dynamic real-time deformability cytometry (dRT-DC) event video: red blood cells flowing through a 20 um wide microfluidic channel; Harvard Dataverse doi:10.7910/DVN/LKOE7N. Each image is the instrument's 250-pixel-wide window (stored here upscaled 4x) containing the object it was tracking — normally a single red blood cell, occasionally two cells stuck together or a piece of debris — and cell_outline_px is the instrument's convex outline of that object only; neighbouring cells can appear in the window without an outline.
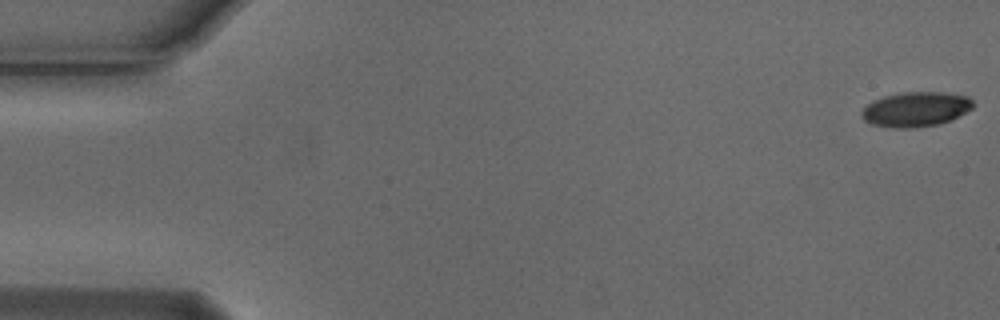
{"species": "Egyptian fruit bat (a non-hibernating species)", "species_latin": "Rousettus aegyptiacus", "temperature_condition": "cold", "stored_images_in_passage": 6, "camera_frame_rate_fps": 3000, "um_per_image_px": 0.085, "animal": {"sex": "male"}, "frame": {"image": 1, "passage_image": 1, "time_ms": 0.0, "image_size_px": [1000, 320], "cell_outline_px": [[972, 108], [940, 124], [912, 128], [900, 128], [872, 124], [864, 120], [860, 116], [860, 112], [868, 104], [884, 96], [900, 92], [940, 92], [968, 96], [972, 100]], "centroid_in_image_um": [77.81, 9.28], "position_along_channel_um": 7.2, "area_um2": 22.25}}
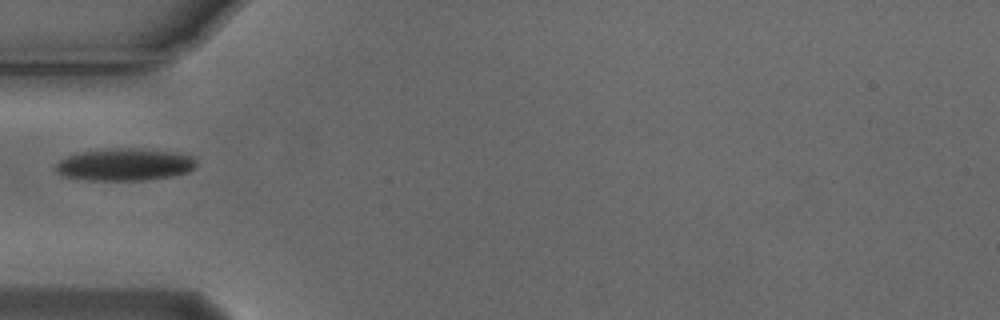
{"frame": {"image": 2, "passage_image": 5, "time_ms": 1.333, "image_size_px": [1000, 320], "cell_outline_px": [[196, 168], [188, 172], [172, 176], [144, 180], [88, 180], [64, 176], [56, 172], [56, 164], [60, 160], [68, 156], [80, 152], [116, 148], [132, 148], [176, 152], [192, 156], [196, 160]], "centroid_in_image_um": [10.63, 13.99], "position_along_channel_um": 74.4, "area_um2": 26.36}}
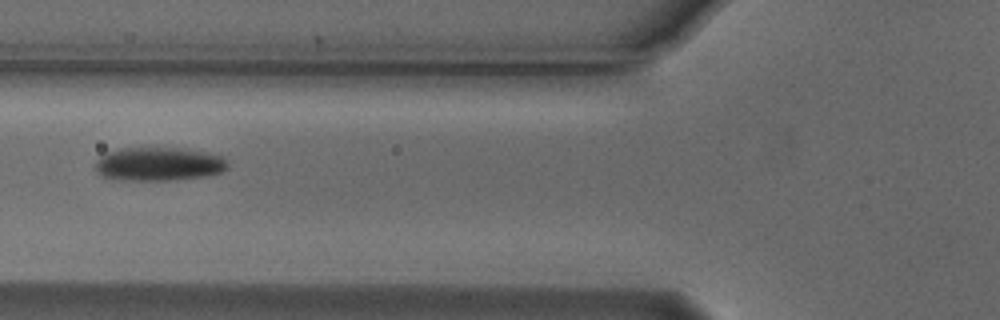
{"frame": {"image": 3, "passage_image": 6, "time_ms": 1.667, "image_size_px": [1000, 320], "cell_outline_px": [[228, 168], [224, 172], [208, 176], [172, 180], [132, 180], [104, 176], [96, 168], [96, 160], [104, 152], [120, 148], [188, 148], [208, 152], [224, 156], [228, 160]], "centroid_in_image_um": [13.6, 13.92], "position_along_channel_um": 112.2, "area_um2": 26.18}}